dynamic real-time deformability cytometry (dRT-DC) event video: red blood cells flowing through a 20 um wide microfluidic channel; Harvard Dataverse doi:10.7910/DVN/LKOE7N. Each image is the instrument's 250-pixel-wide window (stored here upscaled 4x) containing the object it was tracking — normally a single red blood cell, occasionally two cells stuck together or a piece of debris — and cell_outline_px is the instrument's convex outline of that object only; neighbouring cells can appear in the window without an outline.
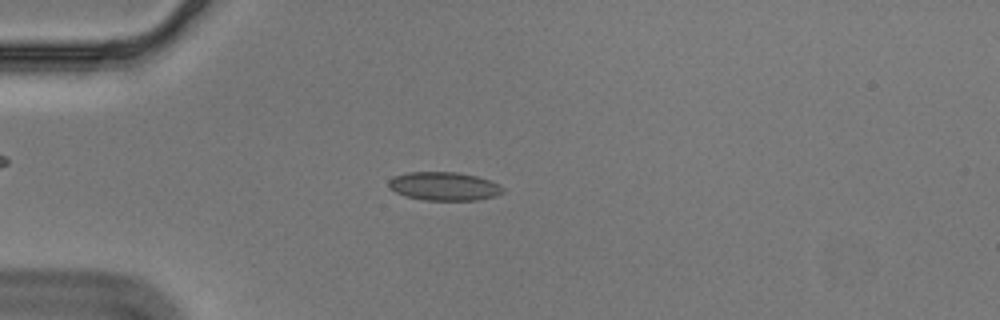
{"species": "Egyptian fruit bat (a non-hibernating species)", "species_latin": "Rousettus aegyptiacus", "temperature_condition": "cold", "stored_images_in_passage": 53, "segment_of_instrument_passage": [1, 2], "camera_frame_rate_fps": 3000, "um_per_image_px": 0.085, "animal": {"sex": "male"}, "frame": {"image": 1, "passage_image": 12, "time_ms": 3.667, "image_size_px": [1000, 320], "cell_outline_px": [[504, 192], [496, 196], [476, 200], [424, 200], [404, 196], [388, 188], [388, 180], [396, 176], [408, 172], [456, 172], [476, 176], [500, 184], [504, 188]], "centroid_in_image_um": [37.74, 15.84], "position_along_channel_um": 47.3, "area_um2": 19.02}}
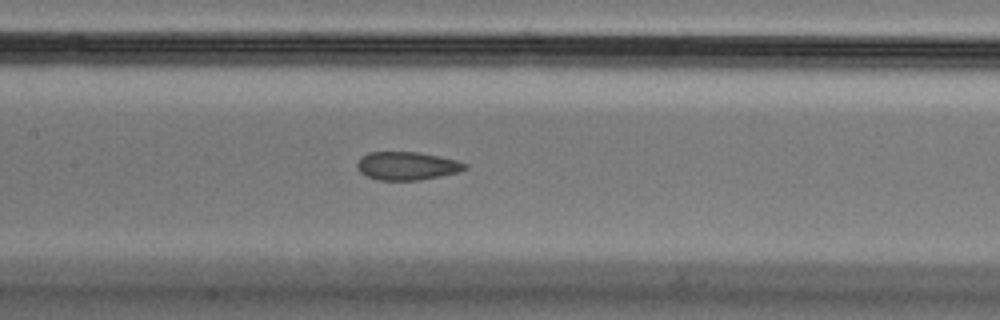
{"frame": {"image": 2, "passage_image": 24, "time_ms": 7.667, "image_size_px": [1000, 320], "cell_outline_px": [[468, 168], [456, 172], [440, 176], [420, 180], [376, 180], [364, 176], [356, 168], [356, 164], [360, 156], [368, 152], [416, 152], [440, 156], [456, 160], [468, 164]], "centroid_in_image_um": [34.54, 14.1], "position_along_channel_um": 172.9, "area_um2": 17.92}}
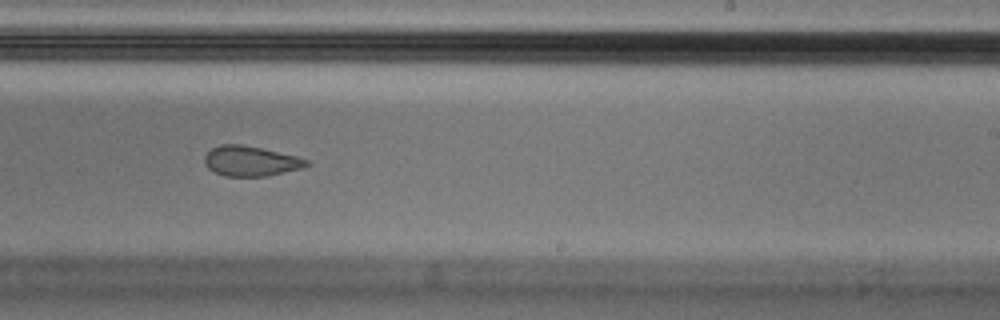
{"frame": {"image": 3, "passage_image": 32, "time_ms": 10.333, "image_size_px": [1000, 320], "cell_outline_px": [[312, 164], [304, 168], [268, 176], [224, 176], [208, 168], [204, 160], [204, 156], [212, 148], [220, 144], [240, 144], [260, 148], [296, 156], [308, 160]], "centroid_in_image_um": [21.34, 13.7], "position_along_channel_um": 267.7, "area_um2": 17.86}}